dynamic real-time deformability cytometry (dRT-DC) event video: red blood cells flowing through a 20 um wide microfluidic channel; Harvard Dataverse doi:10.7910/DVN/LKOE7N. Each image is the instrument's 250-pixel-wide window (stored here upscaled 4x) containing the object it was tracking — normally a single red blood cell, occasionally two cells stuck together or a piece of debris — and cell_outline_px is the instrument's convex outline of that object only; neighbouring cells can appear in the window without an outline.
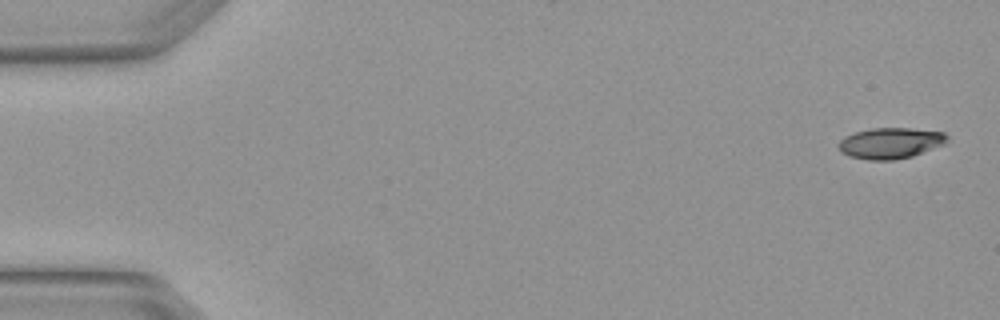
{"species": "Egyptian fruit bat (a non-hibernating species)", "species_latin": "Rousettus aegyptiacus", "temperature_condition": "warm", "stored_images_in_passage": 4, "camera_frame_rate_fps": 3000, "um_per_image_px": 0.085, "animal": {"sex": "female"}, "frame": {"image": 1, "passage_image": 1, "time_ms": 0.0, "image_size_px": [1000, 320], "cell_outline_px": [[948, 140], [944, 144], [912, 156], [892, 160], [868, 160], [848, 156], [840, 152], [840, 140], [844, 136], [856, 132], [872, 128], [912, 128], [944, 132], [948, 136]], "centroid_in_image_um": [75.69, 12.16], "position_along_channel_um": 9.3, "area_um2": 19.54}}
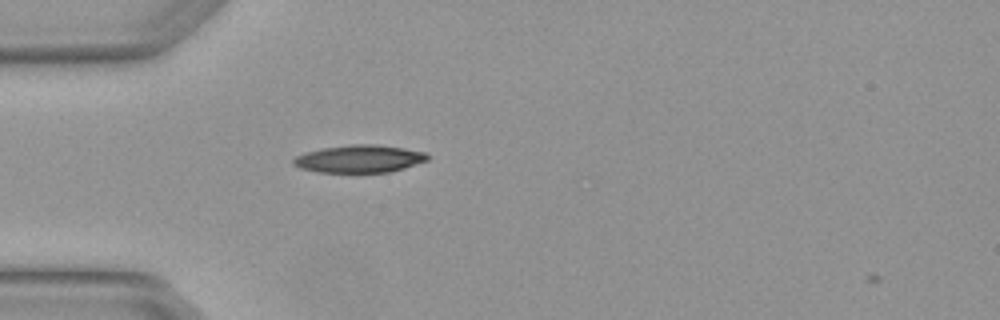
{"frame": {"image": 2, "passage_image": 4, "time_ms": 1.0, "image_size_px": [1000, 320], "cell_outline_px": [[428, 160], [404, 168], [388, 172], [316, 172], [300, 168], [292, 164], [292, 160], [296, 156], [304, 152], [320, 148], [352, 144], [376, 144], [404, 148], [424, 152], [428, 156]], "centroid_in_image_um": [30.5, 13.49], "position_along_channel_um": 54.5, "area_um2": 21.62}}